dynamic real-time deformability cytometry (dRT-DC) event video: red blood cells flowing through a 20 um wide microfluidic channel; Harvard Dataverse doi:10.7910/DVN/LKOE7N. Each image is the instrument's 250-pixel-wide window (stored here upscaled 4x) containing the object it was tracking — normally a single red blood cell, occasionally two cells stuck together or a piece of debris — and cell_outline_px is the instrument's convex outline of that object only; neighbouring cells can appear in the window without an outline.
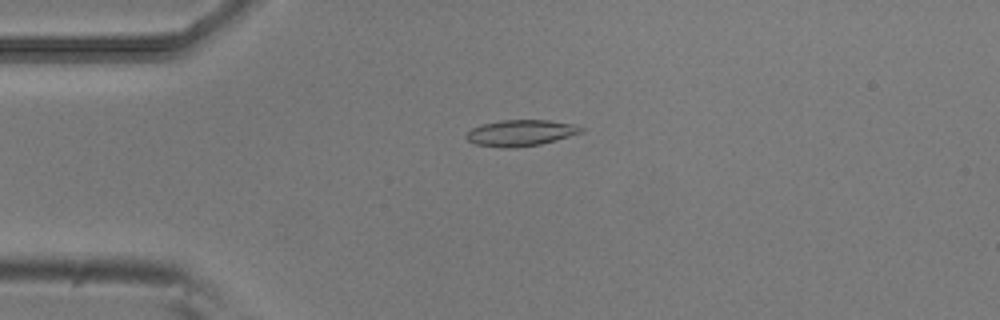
{"species": "common noctule bat (a hibernating species)", "species_latin": "Nyctalus noctula", "temperature_condition": "room temperature", "stored_images_in_passage": 15, "camera_frame_rate_fps": 3000, "um_per_image_px": 0.085, "animal": {"sex": "male", "body_mass_g": 20.5, "forearm_length_mm": 52.5}, "frame": {"image": 1, "passage_image": 3, "time_ms": 0.667, "image_size_px": [1000, 320], "cell_outline_px": [[584, 132], [556, 140], [540, 144], [516, 148], [504, 148], [476, 144], [468, 140], [464, 136], [472, 128], [480, 124], [500, 120], [548, 120], [572, 124], [584, 128]], "centroid_in_image_um": [44.25, 11.3], "position_along_channel_um": 40.8, "area_um2": 17.57}}
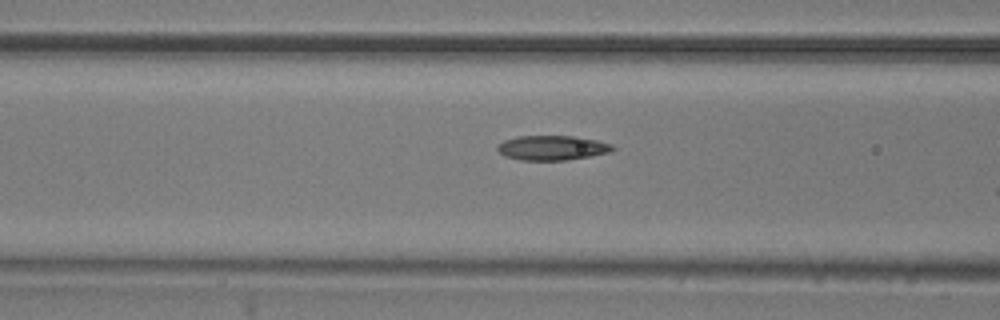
{"frame": {"image": 2, "passage_image": 11, "time_ms": 3.333, "image_size_px": [1000, 320], "cell_outline_px": [[616, 148], [612, 152], [568, 160], [520, 160], [504, 156], [496, 148], [504, 140], [516, 136], [576, 136], [596, 140], [612, 144]], "centroid_in_image_um": [46.96, 12.56], "position_along_channel_um": 119.6, "area_um2": 16.65}}
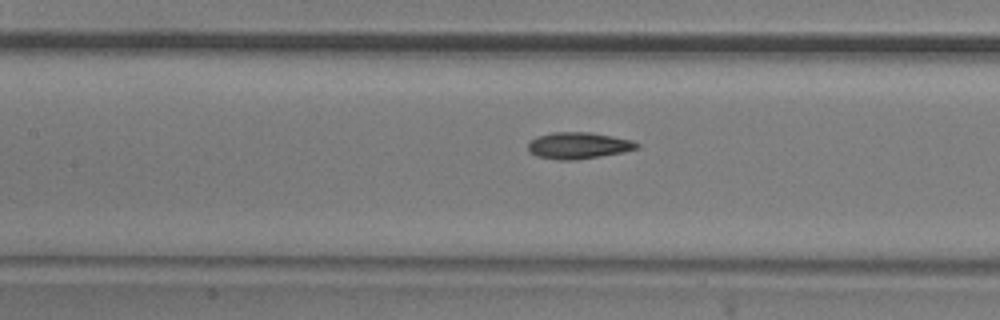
{"frame": {"image": 3, "passage_image": 14, "time_ms": 4.333, "image_size_px": [1000, 320], "cell_outline_px": [[640, 148], [600, 156], [576, 160], [560, 160], [536, 156], [528, 152], [528, 144], [536, 136], [552, 132], [592, 132], [632, 140], [640, 144]], "centroid_in_image_um": [49.15, 12.36], "position_along_channel_um": 158.3, "area_um2": 16.88}}